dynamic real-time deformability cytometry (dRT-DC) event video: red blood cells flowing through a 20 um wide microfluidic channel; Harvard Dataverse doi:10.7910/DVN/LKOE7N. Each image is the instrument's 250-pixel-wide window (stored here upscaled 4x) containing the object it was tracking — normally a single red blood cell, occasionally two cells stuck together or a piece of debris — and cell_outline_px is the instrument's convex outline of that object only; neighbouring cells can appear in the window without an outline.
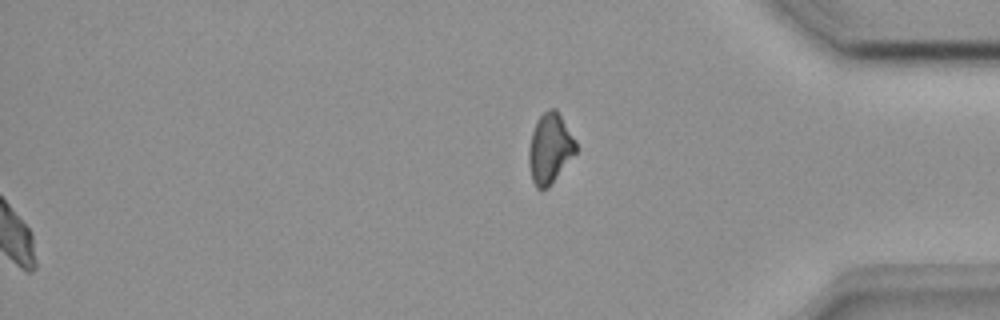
{"species": "common noctule bat (a hibernating species)", "species_latin": "Nyctalus noctula", "temperature_condition": "room temperature", "stored_images_in_passage": 47, "segment_of_instrument_passage": [2, 2], "camera_frame_rate_fps": 3000, "um_per_image_px": 0.085, "animal": {"sex": "female", "body_mass_g": 18.4}, "frame": {"image": 1, "passage_image": 47, "time_ms": 15.333, "image_size_px": [1000, 320], "cell_outline_px": [[576, 152], [548, 188], [536, 188], [532, 180], [528, 164], [528, 148], [532, 132], [536, 120], [548, 108], [556, 108], [576, 140]], "centroid_in_image_um": [46.72, 12.6], "position_along_channel_um": 388.5, "area_um2": 19.25}}